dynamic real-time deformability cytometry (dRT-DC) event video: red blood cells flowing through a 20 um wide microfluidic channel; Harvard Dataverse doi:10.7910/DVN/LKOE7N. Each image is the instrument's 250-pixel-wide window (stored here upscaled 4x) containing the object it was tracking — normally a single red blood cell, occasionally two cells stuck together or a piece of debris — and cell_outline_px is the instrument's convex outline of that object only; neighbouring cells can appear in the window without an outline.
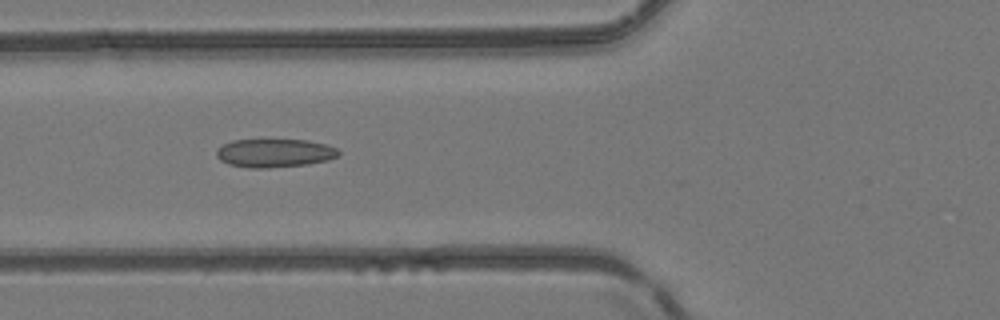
{"species": "common noctule bat (a hibernating species)", "species_latin": "Nyctalus noctula", "temperature_condition": "room temperature", "stored_images_in_passage": 10, "camera_frame_rate_fps": 3000, "um_per_image_px": 0.085, "animal": {"sex": "female", "body_mass_g": 24.6, "forearm_length_mm": 56.2}, "frame": {"image": 1, "passage_image": 5, "time_ms": 1.333, "image_size_px": [1000, 320], "cell_outline_px": [[340, 152], [336, 156], [328, 160], [308, 164], [268, 168], [248, 168], [228, 164], [220, 160], [216, 156], [216, 148], [232, 140], [308, 140], [324, 144], [336, 148]], "centroid_in_image_um": [23.29, 13.01], "position_along_channel_um": 102.5, "area_um2": 20.23}}